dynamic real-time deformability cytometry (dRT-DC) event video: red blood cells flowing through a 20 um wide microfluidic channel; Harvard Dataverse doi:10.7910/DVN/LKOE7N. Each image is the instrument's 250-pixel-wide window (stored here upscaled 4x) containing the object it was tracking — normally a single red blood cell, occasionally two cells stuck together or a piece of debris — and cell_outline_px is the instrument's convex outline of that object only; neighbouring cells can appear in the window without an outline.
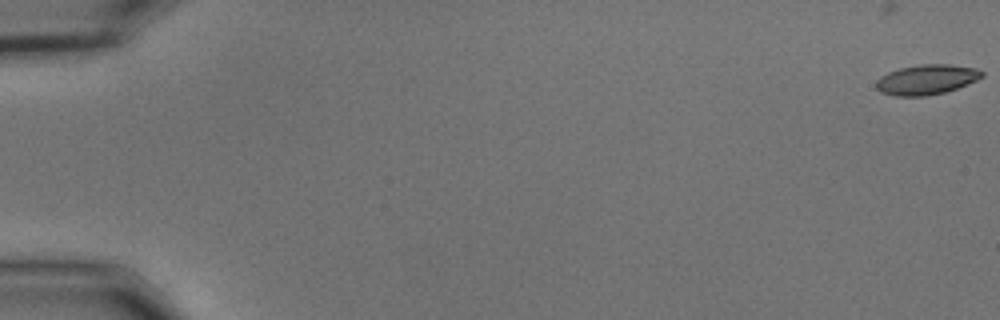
{"species": "common noctule bat (a hibernating species)", "species_latin": "Nyctalus noctula", "temperature_condition": "cold", "stored_images_in_passage": 9, "camera_frame_rate_fps": 3000, "um_per_image_px": 0.085, "animal": {"sex": "male", "body_mass_g": 15.6}, "frame": {"image": 1, "passage_image": 1, "time_ms": 0.0, "image_size_px": [1000, 320], "cell_outline_px": [[984, 76], [976, 80], [956, 88], [944, 92], [924, 96], [896, 96], [880, 92], [876, 88], [876, 80], [880, 76], [888, 72], [900, 68], [920, 64], [948, 64], [976, 68], [984, 72]], "centroid_in_image_um": [78.73, 6.76], "position_along_channel_um": 6.3, "area_um2": 18.44}}